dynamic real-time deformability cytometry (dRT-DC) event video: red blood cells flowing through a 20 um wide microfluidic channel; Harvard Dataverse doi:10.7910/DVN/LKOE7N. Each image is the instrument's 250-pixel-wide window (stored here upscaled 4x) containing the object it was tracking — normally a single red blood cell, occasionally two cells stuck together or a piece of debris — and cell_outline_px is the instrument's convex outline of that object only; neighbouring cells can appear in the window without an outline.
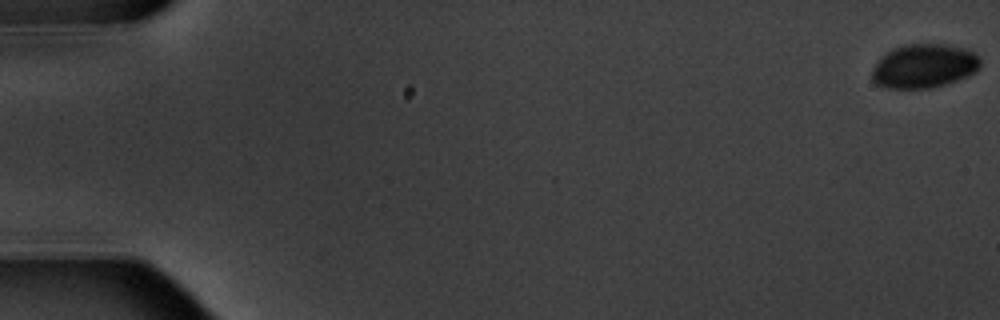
{"species": "common noctule bat (a hibernating species)", "species_latin": "Nyctalus noctula", "temperature_condition": "warm", "stored_images_in_passage": 7, "camera_frame_rate_fps": 3000, "um_per_image_px": 0.085, "animal": {"sex": "male", "body_mass_g": 20.1, "forearm_length_mm": 53.5}, "frame": {"image": 1, "passage_image": 1, "time_ms": 0.0, "image_size_px": [1000, 320], "cell_outline_px": [[980, 68], [976, 72], [968, 76], [944, 84], [928, 88], [888, 88], [876, 84], [872, 80], [872, 68], [876, 60], [880, 56], [892, 48], [908, 44], [944, 44], [964, 48], [980, 56]], "centroid_in_image_um": [78.52, 5.6], "position_along_channel_um": 6.5, "area_um2": 27.92}}
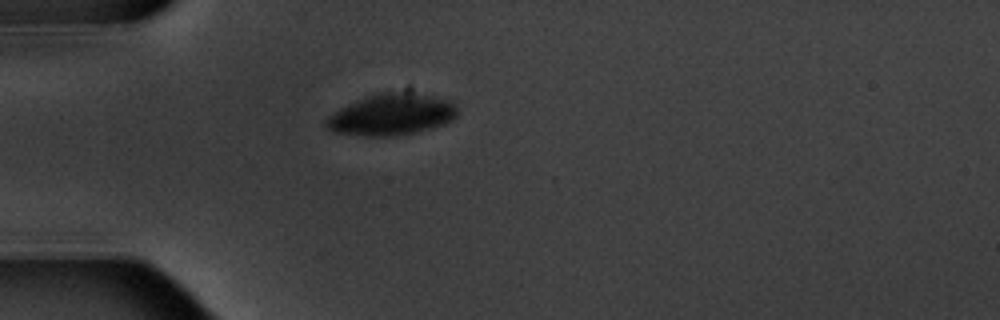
{"frame": {"image": 2, "passage_image": 6, "time_ms": 5.667, "image_size_px": [1000, 320], "cell_outline_px": [[456, 116], [452, 120], [444, 124], [396, 136], [364, 136], [332, 132], [324, 124], [324, 120], [328, 116], [340, 108], [364, 96], [380, 92], [400, 92], [436, 96], [452, 100], [456, 104]], "centroid_in_image_um": [33.25, 9.73], "position_along_channel_um": 51.7, "area_um2": 31.67}}